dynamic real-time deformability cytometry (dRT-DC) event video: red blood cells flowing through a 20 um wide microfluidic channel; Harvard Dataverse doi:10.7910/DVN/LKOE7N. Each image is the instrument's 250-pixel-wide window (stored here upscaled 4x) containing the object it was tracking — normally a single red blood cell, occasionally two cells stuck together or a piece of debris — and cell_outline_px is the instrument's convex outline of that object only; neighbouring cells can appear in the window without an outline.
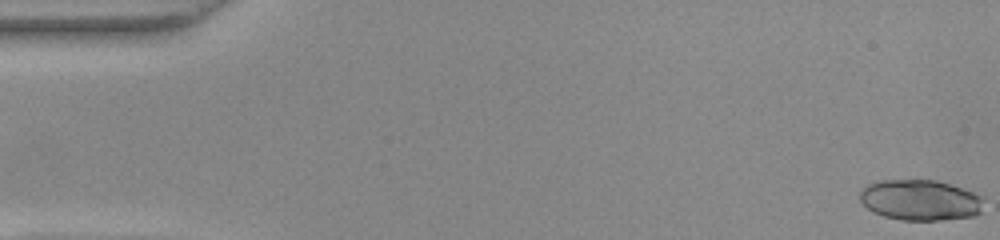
{"species": "common noctule bat (a hibernating species)", "species_latin": "Nyctalus noctula", "temperature_condition": "warm", "stored_images_in_passage": 52, "camera_frame_rate_fps": 3000, "um_per_image_px": 0.085, "animal": {"sex": "female", "body_mass_g": 22.0, "forearm_length_mm": 56.7}, "frame": {"image": 1, "passage_image": 1, "time_ms": 0.0, "image_size_px": [1000, 240], "cell_outline_px": [[984, 200], [980, 212], [976, 216], [940, 220], [900, 220], [884, 216], [872, 212], [860, 200], [860, 192], [868, 184], [880, 180], [936, 180], [984, 196]], "centroid_in_image_um": [78.23, 17.01], "position_along_channel_um": 6.8, "area_um2": 29.36}, "authors_computed_cell_mechanics": {"area_um2": 29.478, "velocity_mm_per_s": 3.9074, "shape_relaxation_time_tau1_ms": 5.4607, "shape_relaxation_time_tau2_ms": null, "deformation_change_tau1": 0.2318, "deformation_change_tau2": null}}